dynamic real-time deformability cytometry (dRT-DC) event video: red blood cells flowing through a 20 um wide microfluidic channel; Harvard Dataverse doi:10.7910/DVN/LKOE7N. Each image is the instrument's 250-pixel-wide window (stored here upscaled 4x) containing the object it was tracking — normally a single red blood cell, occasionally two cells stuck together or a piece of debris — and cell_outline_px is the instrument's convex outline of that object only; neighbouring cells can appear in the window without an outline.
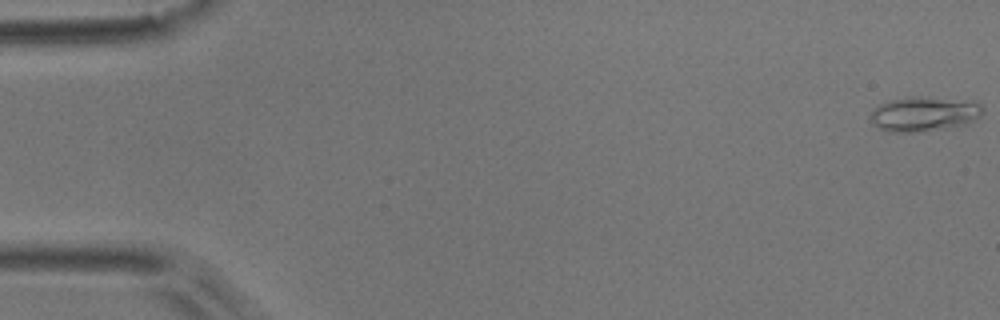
{"species": "common noctule bat (a hibernating species)", "species_latin": "Nyctalus noctula", "temperature_condition": "room temperature", "stored_images_in_passage": 6, "camera_frame_rate_fps": 3000, "um_per_image_px": 0.085, "animal": {"sex": "male", "body_mass_g": 17.9}, "frame": {"image": 1, "passage_image": 1, "time_ms": 0.0, "image_size_px": [1000, 320], "cell_outline_px": [[984, 108], [980, 116], [964, 124], [916, 132], [888, 132], [872, 124], [868, 120], [868, 116], [872, 108], [888, 100], [912, 96], [916, 96], [980, 104]], "centroid_in_image_um": [78.38, 9.7], "position_along_channel_um": 6.6, "area_um2": 22.2}}